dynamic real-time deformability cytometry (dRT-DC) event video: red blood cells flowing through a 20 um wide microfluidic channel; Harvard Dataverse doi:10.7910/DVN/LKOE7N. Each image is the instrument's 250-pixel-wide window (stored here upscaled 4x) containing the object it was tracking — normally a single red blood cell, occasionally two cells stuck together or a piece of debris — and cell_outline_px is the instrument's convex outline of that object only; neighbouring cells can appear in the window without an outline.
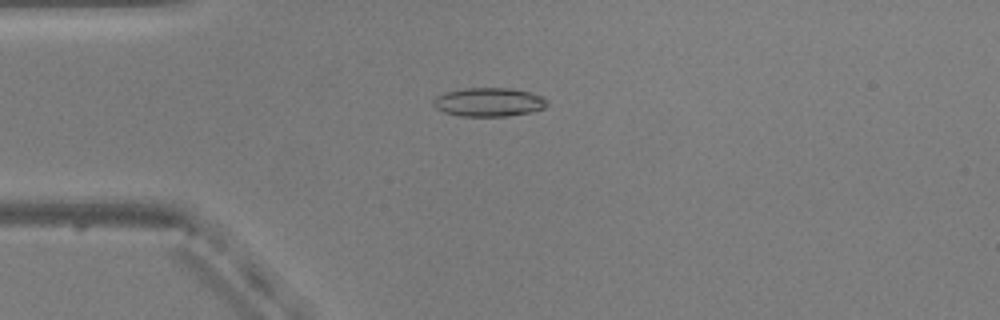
{"species": "common noctule bat (a hibernating species)", "species_latin": "Nyctalus noctula", "temperature_condition": "warm", "stored_images_in_passage": 51, "camera_frame_rate_fps": 3000, "um_per_image_px": 0.085, "animal": {"sex": "male", "body_mass_g": 20.5, "forearm_length_mm": 52.5}, "frame": {"image": 1, "passage_image": 11, "time_ms": 3.333, "image_size_px": [1000, 320], "cell_outline_px": [[548, 104], [544, 108], [532, 112], [508, 116], [460, 116], [444, 112], [436, 108], [432, 104], [432, 100], [436, 96], [444, 92], [464, 88], [508, 88], [528, 92], [544, 96], [548, 100]], "centroid_in_image_um": [41.55, 8.68], "position_along_channel_um": 43.5, "area_um2": 19.25}}
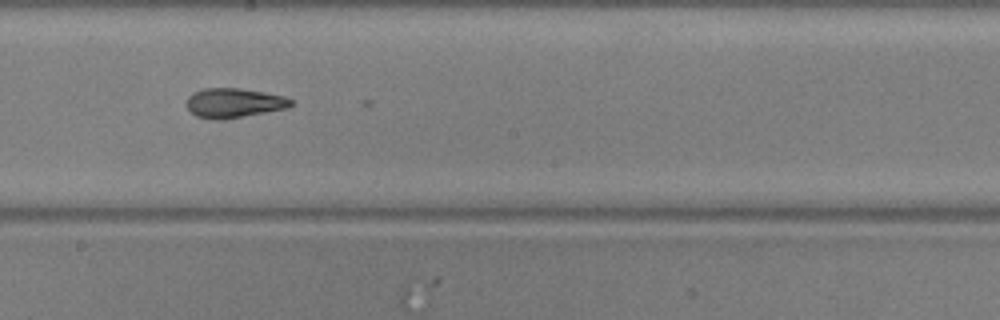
{"frame": {"image": 2, "passage_image": 27, "time_ms": 8.667, "image_size_px": [1000, 320], "cell_outline_px": [[292, 104], [288, 108], [224, 120], [216, 120], [196, 116], [188, 108], [188, 96], [192, 92], [204, 88], [240, 88], [264, 92], [284, 96], [292, 100]], "centroid_in_image_um": [19.89, 8.75], "position_along_channel_um": 228.3, "area_um2": 17.98}}
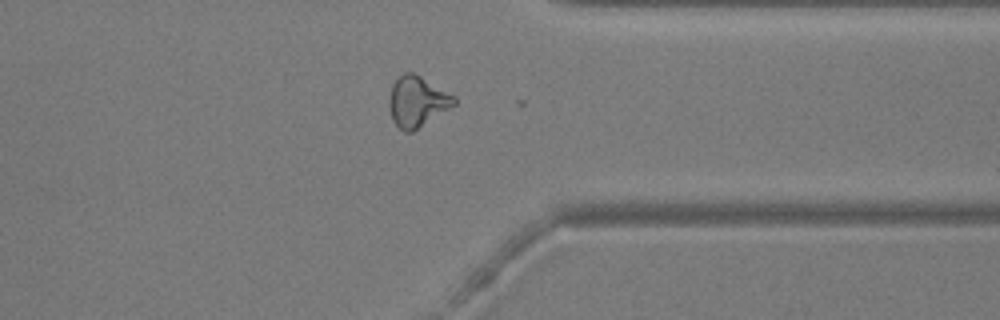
{"frame": {"image": 3, "passage_image": 39, "time_ms": 12.667, "image_size_px": [1000, 320], "cell_outline_px": [[456, 104], [412, 132], [404, 132], [392, 120], [388, 104], [392, 84], [404, 72], [412, 72], [420, 76], [456, 96]], "centroid_in_image_um": [35.45, 8.63], "position_along_channel_um": 375.9, "area_um2": 19.02}, "authors_computed_cell_mechanics": {"area_um2": 18.9584, "velocity_mm_per_s": 3.8047, "shape_relaxation_time_tau1_ms": 6.5992, "shape_relaxation_time_tau2_ms": 2.5937, "deformation_change_tau1": 0.1916, "deformation_change_tau2": 0.0975}}